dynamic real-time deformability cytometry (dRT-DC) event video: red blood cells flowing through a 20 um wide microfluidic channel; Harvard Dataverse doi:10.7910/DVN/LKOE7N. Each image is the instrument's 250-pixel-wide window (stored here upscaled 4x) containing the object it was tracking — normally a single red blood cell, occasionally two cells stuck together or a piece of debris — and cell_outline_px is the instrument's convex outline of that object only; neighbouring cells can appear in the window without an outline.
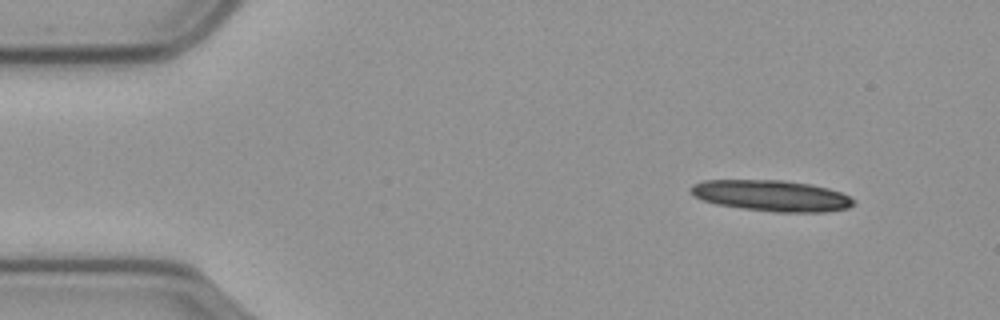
{"species": "common noctule bat (a hibernating species)", "species_latin": "Nyctalus noctula", "temperature_condition": "cold", "stored_images_in_passage": 11, "camera_frame_rate_fps": 3000, "um_per_image_px": 0.085, "animal": {"sex": "male", "body_mass_g": 23.1, "forearm_length_mm": 52.7}, "frame": {"image": 1, "passage_image": 1, "time_ms": 0.0, "image_size_px": [1000, 320], "cell_outline_px": [[856, 204], [848, 208], [824, 212], [776, 212], [744, 208], [716, 204], [704, 200], [696, 196], [688, 188], [692, 184], [704, 180], [780, 180], [812, 184], [828, 188], [840, 192], [856, 200]], "centroid_in_image_um": [65.62, 16.63], "position_along_channel_um": 19.4, "area_um2": 29.42}}